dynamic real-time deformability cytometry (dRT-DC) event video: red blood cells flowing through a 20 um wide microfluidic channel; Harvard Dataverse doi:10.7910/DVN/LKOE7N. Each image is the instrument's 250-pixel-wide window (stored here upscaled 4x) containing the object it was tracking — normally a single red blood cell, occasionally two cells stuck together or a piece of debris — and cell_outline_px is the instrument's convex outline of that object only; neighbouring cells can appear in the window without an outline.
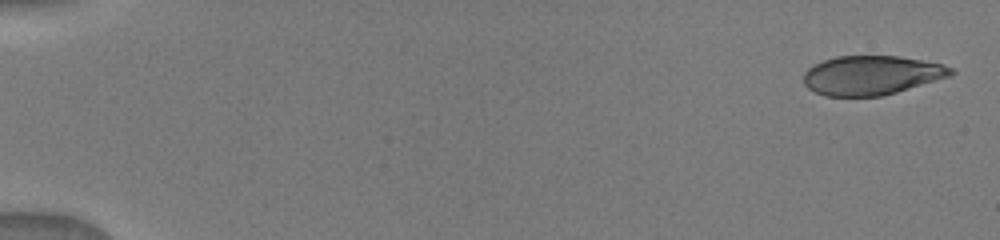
{"species": "human", "species_latin": "Homo sapiens", "temperature_condition": "warm", "stored_images_in_passage": 13, "camera_frame_rate_fps": 3000, "um_per_image_px": 0.085, "donor": {"sex": "male"}, "frame": {"image": 1, "passage_image": 1, "time_ms": 0.0, "image_size_px": [1000, 240], "cell_outline_px": [[956, 72], [952, 76], [896, 92], [880, 96], [824, 96], [808, 88], [804, 84], [804, 72], [808, 68], [824, 60], [836, 56], [900, 56], [940, 64], [952, 68]], "centroid_in_image_um": [74.08, 6.4], "position_along_channel_um": 10.9, "area_um2": 33.52}}
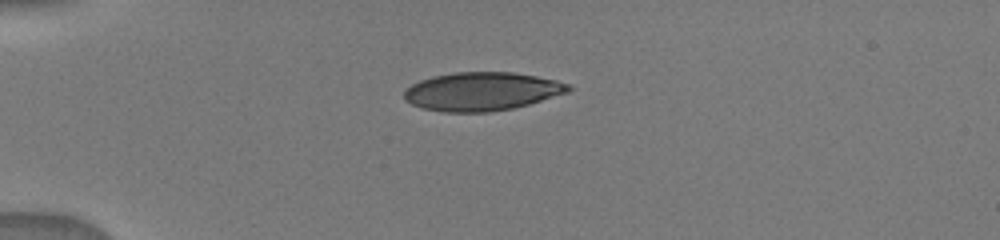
{"frame": {"image": 2, "passage_image": 8, "time_ms": 4.0, "image_size_px": [1000, 240], "cell_outline_px": [[572, 88], [568, 92], [528, 104], [512, 108], [488, 112], [444, 112], [420, 108], [404, 100], [404, 92], [412, 84], [420, 80], [432, 76], [456, 72], [512, 72], [536, 76], [556, 80], [568, 84]], "centroid_in_image_um": [40.92, 7.77], "position_along_channel_um": 44.1, "area_um2": 36.7}}